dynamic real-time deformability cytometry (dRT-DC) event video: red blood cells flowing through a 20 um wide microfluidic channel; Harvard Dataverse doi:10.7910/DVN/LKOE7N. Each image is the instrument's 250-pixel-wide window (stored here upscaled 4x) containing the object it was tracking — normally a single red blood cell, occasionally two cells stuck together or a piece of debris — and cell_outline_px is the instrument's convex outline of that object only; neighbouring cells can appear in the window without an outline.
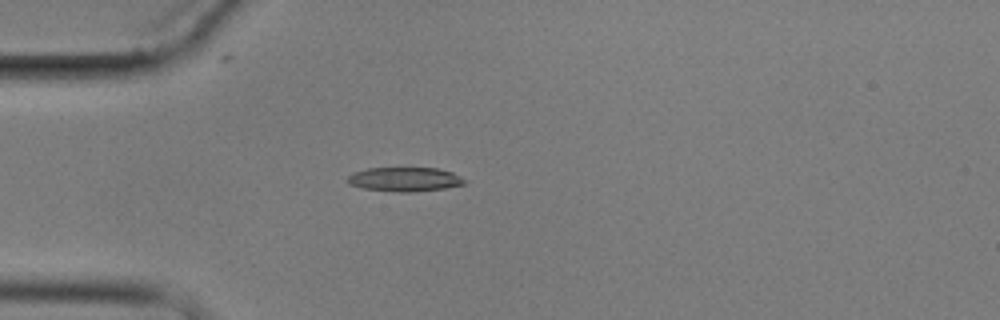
{"species": "common noctule bat (a hibernating species)", "species_latin": "Nyctalus noctula", "temperature_condition": "cold", "stored_images_in_passage": 1, "camera_frame_rate_fps": 3000, "um_per_image_px": 0.085, "animal": {"sex": "male", "body_mass_g": 17.9}, "frame": {"image": 1, "passage_image": 1, "time_ms": 0.0, "image_size_px": [1000, 320], "cell_outline_px": [[468, 180], [464, 184], [444, 188], [412, 192], [400, 192], [360, 188], [348, 184], [344, 180], [352, 172], [368, 168], [436, 168], [452, 172]], "centroid_in_image_um": [34.35, 15.24], "position_along_channel_um": 50.6, "area_um2": 16.65}}